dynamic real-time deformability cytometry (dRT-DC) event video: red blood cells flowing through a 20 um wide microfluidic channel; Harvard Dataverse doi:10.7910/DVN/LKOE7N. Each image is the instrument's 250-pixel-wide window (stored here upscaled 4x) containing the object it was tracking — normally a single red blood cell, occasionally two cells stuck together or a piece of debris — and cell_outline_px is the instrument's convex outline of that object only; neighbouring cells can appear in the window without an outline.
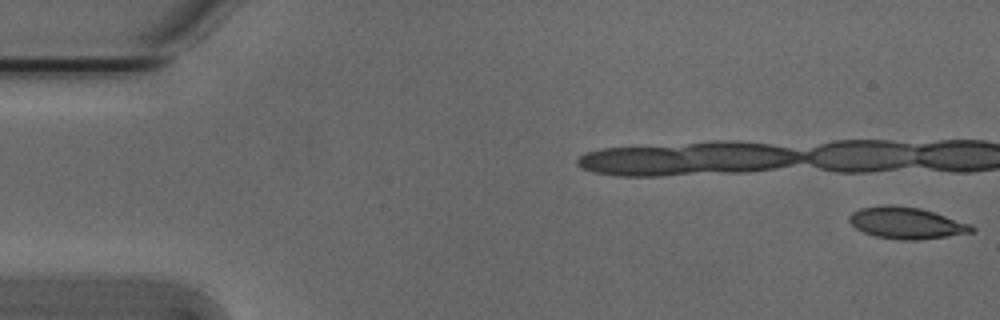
{"species": "Egyptian fruit bat (a non-hibernating species)", "species_latin": "Rousettus aegyptiacus", "temperature_condition": "cold", "stored_images_in_passage": 17, "camera_frame_rate_fps": 3000, "um_per_image_px": 0.085, "animal": {"sex": "male"}, "frame": {"image": 1, "passage_image": 1, "time_ms": 0.0, "image_size_px": [1000, 320], "cell_outline_px": [[976, 228], [972, 232], [948, 236], [916, 240], [900, 240], [876, 236], [864, 232], [856, 228], [848, 220], [848, 216], [852, 212], [860, 208], [888, 204], [892, 204], [920, 208], [972, 224]], "centroid_in_image_um": [77.04, 18.94], "position_along_channel_um": 8.0, "area_um2": 22.54}}